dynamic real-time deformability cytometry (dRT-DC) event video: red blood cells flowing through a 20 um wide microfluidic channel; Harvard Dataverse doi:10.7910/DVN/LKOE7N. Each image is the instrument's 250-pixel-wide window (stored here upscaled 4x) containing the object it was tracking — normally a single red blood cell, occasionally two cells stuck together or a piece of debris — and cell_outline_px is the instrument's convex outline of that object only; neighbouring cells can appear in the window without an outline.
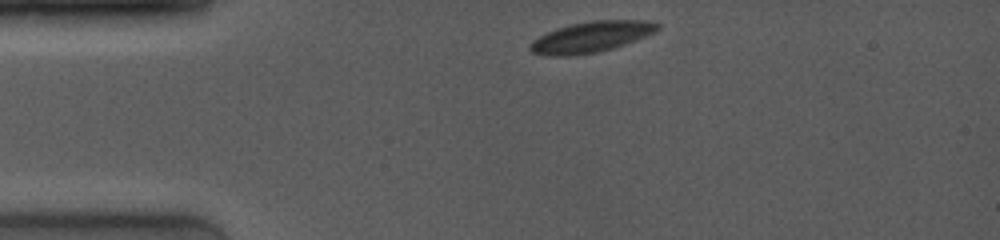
{"species": "common noctule bat (a hibernating species)", "species_latin": "Nyctalus noctula", "temperature_condition": "room temperature", "stored_images_in_passage": 26, "camera_frame_rate_fps": 4000, "um_per_image_px": 0.085, "animal": {"sex": "female", "body_mass_g": 19.0, "forearm_length_mm": 53.3}, "frame": {"image": 1, "passage_image": 1, "time_ms": 0.0, "image_size_px": [1000, 240], "cell_outline_px": [[660, 28], [656, 32], [624, 44], [612, 48], [596, 52], [568, 56], [544, 56], [532, 52], [528, 48], [528, 44], [532, 40], [556, 28], [572, 24], [592, 20], [648, 20], [660, 24]], "centroid_in_image_um": [50.23, 3.14], "position_along_channel_um": 34.8, "area_um2": 22.89}}
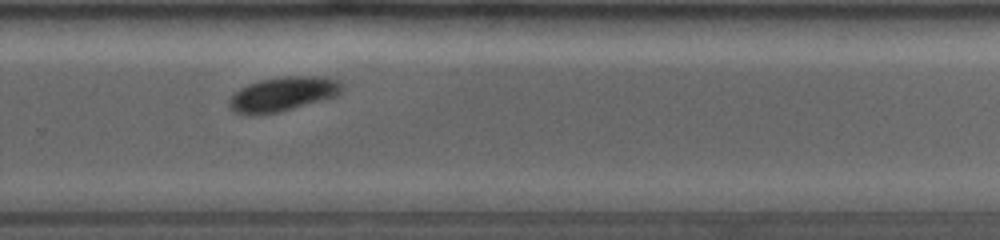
{"frame": {"image": 2, "passage_image": 19, "time_ms": 7.75, "image_size_px": [1000, 240], "cell_outline_px": [[344, 88], [336, 96], [280, 112], [256, 116], [248, 116], [232, 112], [228, 108], [228, 100], [240, 88], [248, 84], [260, 80], [280, 76], [328, 76], [340, 80], [344, 84]], "centroid_in_image_um": [24.03, 8.0], "position_along_channel_um": 305.8, "area_um2": 23.24}}
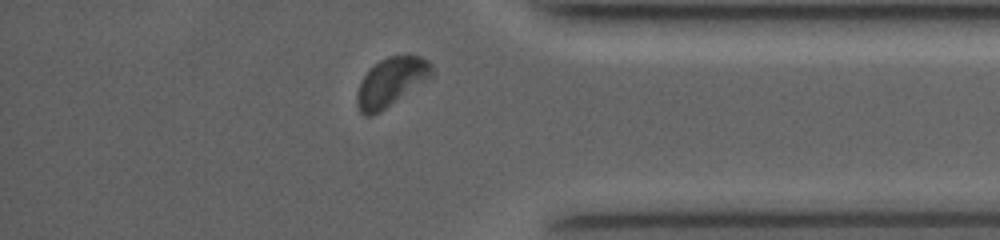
{"frame": {"image": 3, "passage_image": 24, "time_ms": 10.25, "image_size_px": [1000, 240], "cell_outline_px": [[432, 80], [380, 112], [372, 116], [364, 116], [360, 112], [356, 104], [356, 96], [360, 84], [364, 76], [380, 60], [388, 56], [408, 52], [420, 56], [428, 60], [432, 64]], "centroid_in_image_um": [33.33, 6.96], "position_along_channel_um": 401.9, "area_um2": 22.02}, "authors_computed_cell_mechanics": {"area_um2": 22.9755, "velocity_mm_per_s": 4.0208, "shape_relaxation_time_tau1_ms": 1.8318, "shape_relaxation_time_tau2_ms": null, "deformation_change_tau1": 0.0664, "deformation_change_tau2": null}}